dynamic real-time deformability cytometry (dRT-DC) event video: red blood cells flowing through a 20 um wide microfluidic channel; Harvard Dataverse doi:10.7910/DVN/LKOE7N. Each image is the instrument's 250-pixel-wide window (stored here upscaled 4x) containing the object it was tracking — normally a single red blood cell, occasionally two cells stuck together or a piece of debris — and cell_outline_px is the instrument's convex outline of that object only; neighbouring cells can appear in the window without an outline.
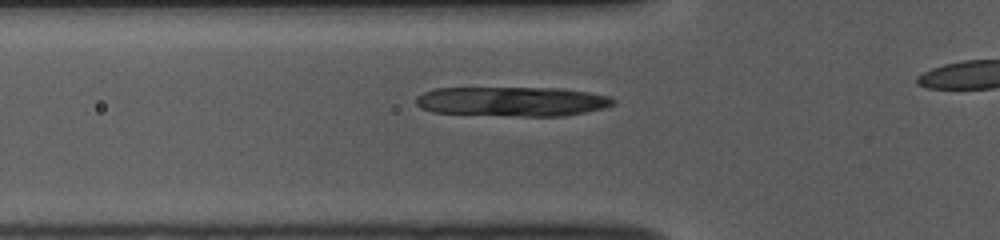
{"species": "common noctule bat (a hibernating species)", "species_latin": "Nyctalus noctula", "temperature_condition": "room temperature", "stored_images_in_passage": 17, "camera_frame_rate_fps": 3000, "um_per_image_px": 0.085, "animal": {"sex": "female", "body_mass_g": 10.0, "forearm_length_mm": 53.1}, "frame": {"image": 1, "passage_image": 2, "time_ms": 0.333, "image_size_px": [1000, 240], "cell_outline_px": [[616, 100], [612, 104], [604, 108], [564, 116], [520, 116], [432, 112], [420, 108], [416, 104], [416, 96], [424, 92], [436, 88], [564, 88], [612, 96]], "centroid_in_image_um": [43.55, 8.62], "position_along_channel_um": 82.3, "area_um2": 34.04}}
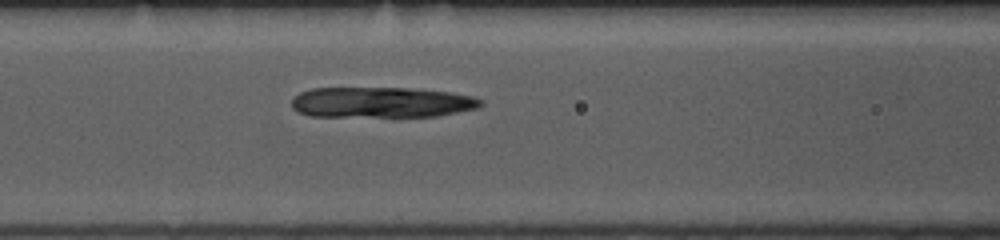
{"frame": {"image": 2, "passage_image": 6, "time_ms": 1.667, "image_size_px": [1000, 240], "cell_outline_px": [[484, 104], [480, 108], [436, 116], [312, 116], [296, 112], [292, 108], [292, 100], [300, 92], [312, 88], [408, 88], [452, 92], [472, 96], [484, 100]], "centroid_in_image_um": [32.46, 8.7], "position_along_channel_um": 134.1, "area_um2": 33.87}}